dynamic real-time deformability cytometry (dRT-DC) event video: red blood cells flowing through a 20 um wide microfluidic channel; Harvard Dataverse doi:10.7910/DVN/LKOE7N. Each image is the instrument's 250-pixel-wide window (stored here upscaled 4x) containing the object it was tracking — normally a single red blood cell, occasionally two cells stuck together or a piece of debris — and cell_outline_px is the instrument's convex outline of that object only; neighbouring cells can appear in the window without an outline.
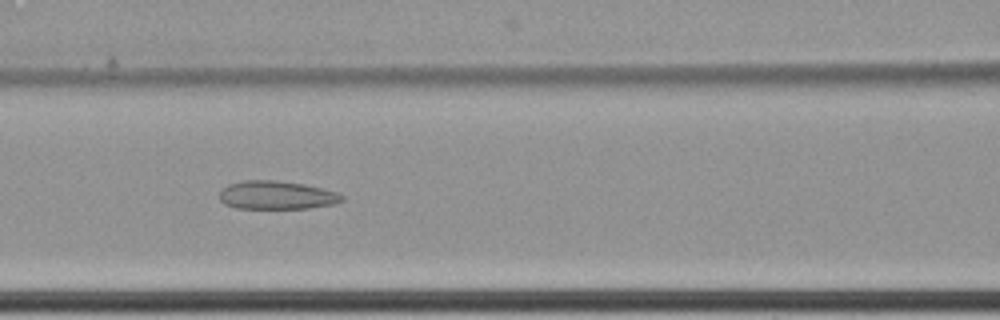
{"species": "common noctule bat (a hibernating species)", "species_latin": "Nyctalus noctula", "temperature_condition": "cold", "stored_images_in_passage": 65, "camera_frame_rate_fps": 3000, "um_per_image_px": 0.085, "animal": {"sex": "female", "body_mass_g": 22.7, "forearm_length_mm": 54.2}, "frame": {"image": 1, "passage_image": 32, "time_ms": 10.333, "image_size_px": [1000, 320], "cell_outline_px": [[344, 200], [336, 204], [308, 208], [236, 208], [224, 204], [220, 200], [220, 188], [228, 184], [244, 180], [276, 180], [304, 184], [336, 192], [344, 196]], "centroid_in_image_um": [23.49, 16.58], "position_along_channel_um": 143.1, "area_um2": 20.35}}
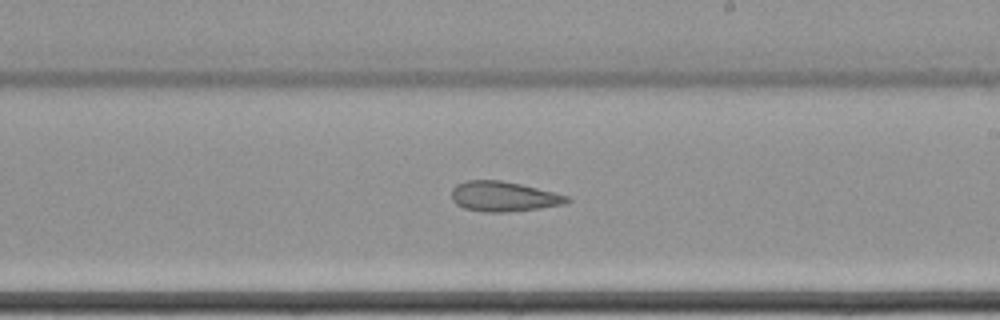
{"frame": {"image": 2, "passage_image": 41, "time_ms": 13.333, "image_size_px": [1000, 320], "cell_outline_px": [[572, 200], [564, 204], [540, 208], [504, 212], [484, 212], [464, 208], [456, 204], [452, 200], [452, 188], [456, 184], [464, 180], [500, 180], [520, 184], [568, 196]], "centroid_in_image_um": [42.76, 16.7], "position_along_channel_um": 246.2, "area_um2": 20.11}}
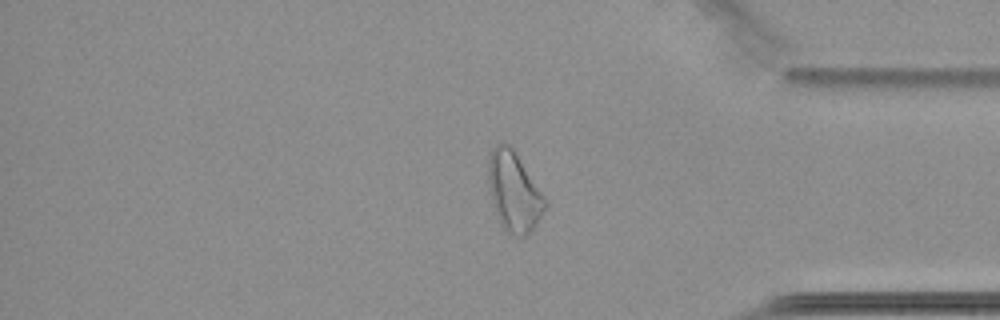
{"frame": {"image": 3, "passage_image": 55, "time_ms": 18.0, "image_size_px": [1000, 320], "cell_outline_px": [[548, 204], [536, 224], [524, 236], [508, 236], [496, 212], [492, 200], [488, 184], [488, 160], [492, 148], [500, 140], [508, 144], [512, 148], [548, 200]], "centroid_in_image_um": [43.69, 16.27], "position_along_channel_um": 391.5, "area_um2": 26.24}, "authors_computed_cell_mechanics": {"area_um2": 26.2412, "velocity_mm_per_s": 3.4493, "shape_relaxation_time_tau1_ms": null, "shape_relaxation_time_tau2_ms": 2.0552, "deformation_change_tau1": null, "deformation_change_tau2": 0.0874}}